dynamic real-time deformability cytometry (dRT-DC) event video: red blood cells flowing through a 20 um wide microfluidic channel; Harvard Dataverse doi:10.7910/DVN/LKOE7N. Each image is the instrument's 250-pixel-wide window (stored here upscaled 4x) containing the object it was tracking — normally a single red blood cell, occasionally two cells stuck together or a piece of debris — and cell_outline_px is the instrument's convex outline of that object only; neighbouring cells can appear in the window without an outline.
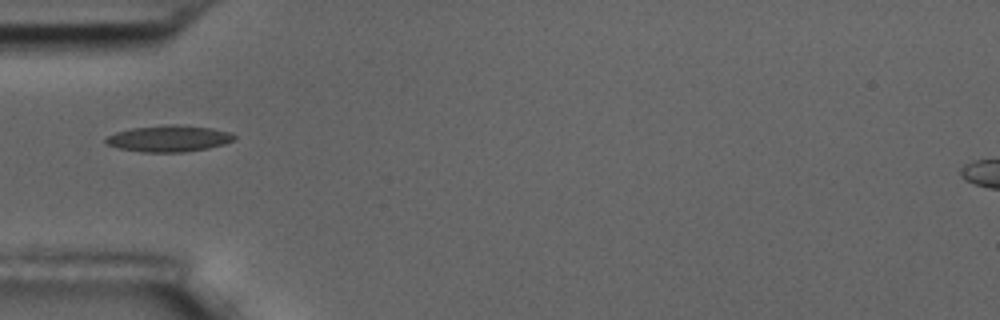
{"species": "common noctule bat (a hibernating species)", "species_latin": "Nyctalus noctula", "temperature_condition": "room temperature", "stored_images_in_passage": 39, "camera_frame_rate_fps": 3000, "um_per_image_px": 0.085, "animal": {"sex": "male", "body_mass_g": 17.5, "forearm_length_mm": 52.3}, "frame": {"image": 1, "passage_image": 1, "time_ms": 0.0, "image_size_px": [1000, 320], "cell_outline_px": [[236, 136], [232, 140], [224, 144], [208, 148], [184, 152], [144, 152], [120, 148], [104, 144], [104, 136], [116, 132], [132, 128], [164, 124], [176, 124], [212, 128], [232, 132]], "centroid_in_image_um": [14.32, 11.76], "position_along_channel_um": 70.7, "area_um2": 19.94}}
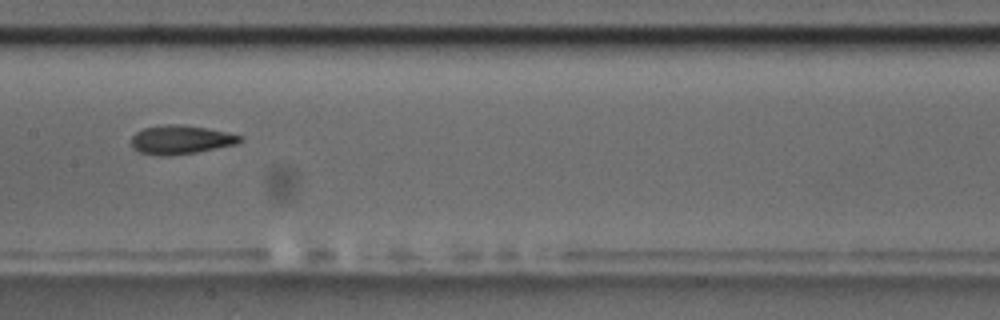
{"frame": {"image": 2, "passage_image": 11, "time_ms": 3.333, "image_size_px": [1000, 320], "cell_outline_px": [[244, 140], [236, 144], [196, 152], [168, 156], [160, 156], [140, 152], [132, 148], [132, 136], [136, 132], [144, 128], [164, 124], [176, 124], [204, 128], [224, 132], [240, 136]], "centroid_in_image_um": [15.32, 11.88], "position_along_channel_um": 192.1, "area_um2": 17.98}}
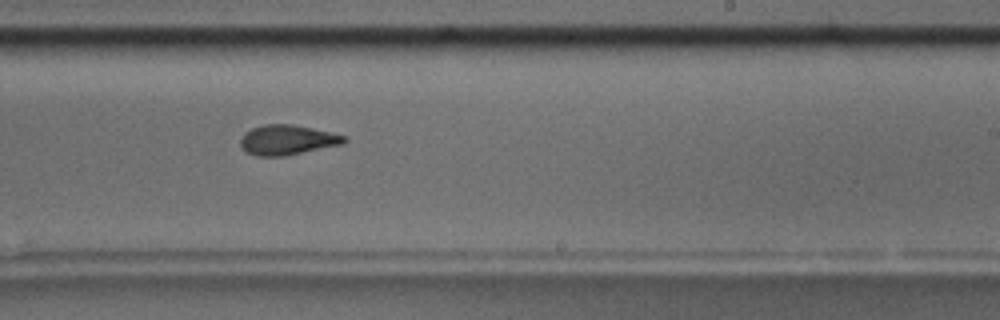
{"frame": {"image": 3, "passage_image": 17, "time_ms": 5.333, "image_size_px": [1000, 320], "cell_outline_px": [[348, 140], [344, 144], [284, 156], [256, 156], [248, 152], [240, 144], [240, 140], [244, 132], [252, 128], [264, 124], [292, 124], [312, 128], [348, 136]], "centroid_in_image_um": [24.45, 11.89], "position_along_channel_um": 264.5, "area_um2": 18.15}, "authors_computed_cell_mechanics": {"area_um2": 18.1492, "velocity_mm_per_s": 3.6357, "shape_relaxation_time_tau1_ms": 6.2066, "shape_relaxation_time_tau2_ms": 2.6409, "deformation_change_tau1": 0.204, "deformation_change_tau2": 0.1001}}